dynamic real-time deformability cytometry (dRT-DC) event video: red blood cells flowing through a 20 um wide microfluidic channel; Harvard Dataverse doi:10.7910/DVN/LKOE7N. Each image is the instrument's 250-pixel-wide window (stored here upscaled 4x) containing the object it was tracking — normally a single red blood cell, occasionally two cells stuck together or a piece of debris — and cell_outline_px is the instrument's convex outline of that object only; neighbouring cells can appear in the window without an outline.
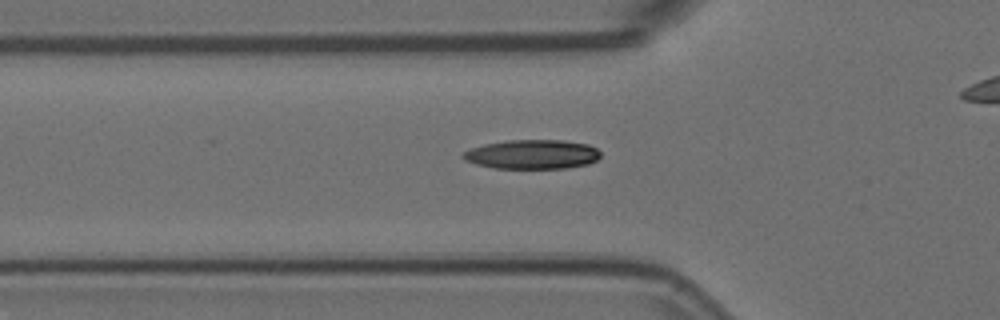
{"species": "Egyptian fruit bat (a non-hibernating species)", "species_latin": "Rousettus aegyptiacus", "temperature_condition": "room temperature", "stored_images_in_passage": 32, "camera_frame_rate_fps": 3000, "um_per_image_px": 0.085, "animal": {"sex": "female"}, "frame": {"image": 1, "passage_image": 6, "time_ms": 1.667, "image_size_px": [1000, 320], "cell_outline_px": [[600, 156], [596, 160], [588, 164], [568, 168], [492, 168], [476, 164], [464, 160], [460, 156], [468, 148], [484, 144], [508, 140], [564, 140], [588, 144], [596, 148], [600, 152]], "centroid_in_image_um": [45.21, 13.11], "position_along_channel_um": 80.6, "area_um2": 23.64}}
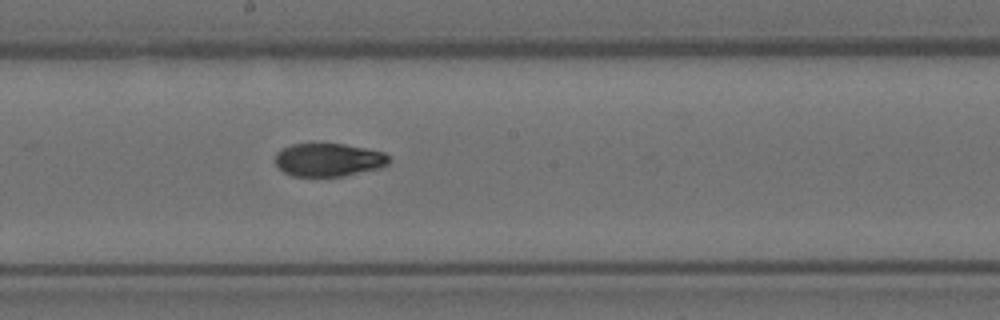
{"frame": {"image": 2, "passage_image": 17, "time_ms": 5.333, "image_size_px": [1000, 320], "cell_outline_px": [[388, 164], [380, 168], [340, 176], [292, 176], [284, 172], [276, 164], [276, 152], [280, 148], [292, 144], [344, 144], [384, 152], [388, 156]], "centroid_in_image_um": [27.9, 13.58], "position_along_channel_um": 220.3, "area_um2": 21.79}}
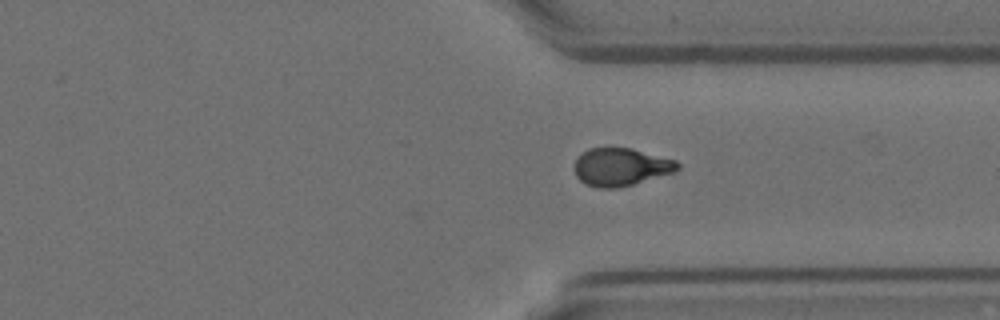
{"frame": {"image": 3, "passage_image": 28, "time_ms": 9.0, "image_size_px": [1000, 320], "cell_outline_px": [[680, 168], [676, 172], [632, 184], [616, 188], [600, 188], [584, 184], [576, 176], [576, 160], [588, 148], [632, 148], [676, 160], [680, 164]], "centroid_in_image_um": [52.82, 14.19], "position_along_channel_um": 358.6, "area_um2": 22.6}}